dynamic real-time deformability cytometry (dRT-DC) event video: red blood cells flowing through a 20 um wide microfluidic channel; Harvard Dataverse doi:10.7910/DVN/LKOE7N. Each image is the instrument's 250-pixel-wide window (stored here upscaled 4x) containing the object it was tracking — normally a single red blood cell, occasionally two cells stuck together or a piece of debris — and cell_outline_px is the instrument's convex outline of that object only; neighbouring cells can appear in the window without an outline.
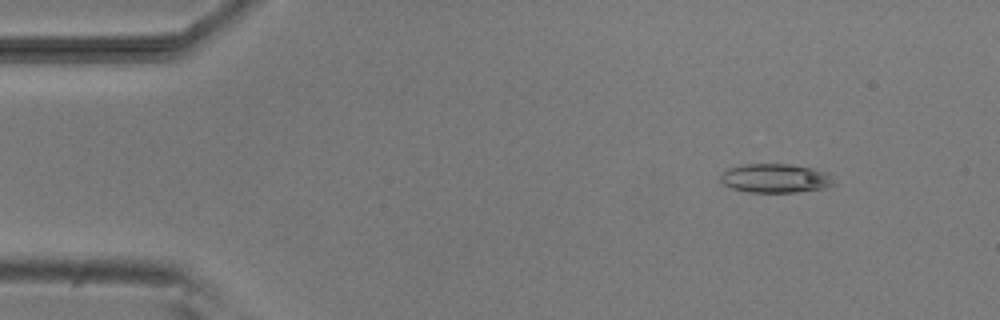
{"species": "common noctule bat (a hibernating species)", "species_latin": "Nyctalus noctula", "temperature_condition": "room temperature", "stored_images_in_passage": 3, "camera_frame_rate_fps": 3000, "um_per_image_px": 0.085, "animal": {"sex": "male", "body_mass_g": 20.5, "forearm_length_mm": 52.5}, "frame": {"image": 1, "passage_image": 1, "time_ms": 0.0, "image_size_px": [1000, 320], "cell_outline_px": [[836, 184], [824, 188], [796, 192], [748, 192], [732, 188], [724, 184], [720, 180], [720, 176], [728, 168], [740, 164], [788, 164], [812, 168], [828, 172], [832, 176]], "centroid_in_image_um": [65.93, 15.15], "position_along_channel_um": 19.1, "area_um2": 19.25}}